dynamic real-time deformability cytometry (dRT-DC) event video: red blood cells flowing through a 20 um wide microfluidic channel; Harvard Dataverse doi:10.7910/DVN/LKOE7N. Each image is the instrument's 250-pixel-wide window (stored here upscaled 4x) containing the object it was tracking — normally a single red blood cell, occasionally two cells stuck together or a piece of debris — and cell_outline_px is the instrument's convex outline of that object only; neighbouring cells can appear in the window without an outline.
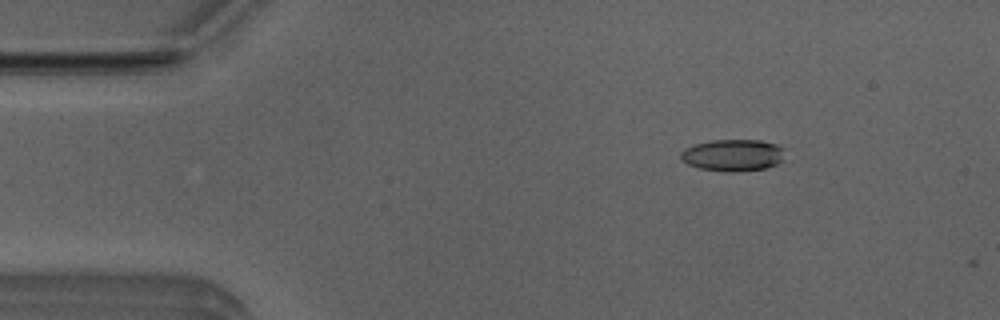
{"species": "Egyptian fruit bat (a non-hibernating species)", "species_latin": "Rousettus aegyptiacus", "temperature_condition": "room temperature", "stored_images_in_passage": 4, "camera_frame_rate_fps": 3000, "um_per_image_px": 0.085, "animal": {"sex": "male"}, "frame": {"image": 1, "passage_image": 3, "time_ms": 0.667, "image_size_px": [1000, 320], "cell_outline_px": [[784, 148], [780, 160], [776, 164], [764, 168], [740, 172], [728, 172], [700, 168], [688, 164], [680, 160], [680, 152], [684, 148], [696, 144], [712, 140], [760, 140], [776, 144]], "centroid_in_image_um": [62.25, 13.19], "position_along_channel_um": 22.7, "area_um2": 19.25}}